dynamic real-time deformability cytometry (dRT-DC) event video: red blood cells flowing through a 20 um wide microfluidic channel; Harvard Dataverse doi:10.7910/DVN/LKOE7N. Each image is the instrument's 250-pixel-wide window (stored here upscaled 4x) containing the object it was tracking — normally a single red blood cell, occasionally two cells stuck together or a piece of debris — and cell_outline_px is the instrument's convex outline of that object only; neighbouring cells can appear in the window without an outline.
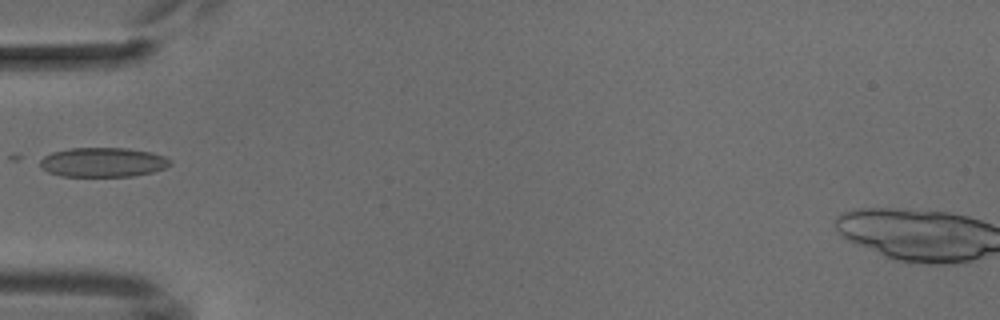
{"species": "common noctule bat (a hibernating species)", "species_latin": "Nyctalus noctula", "temperature_condition": "cold", "stored_images_in_passage": 2, "camera_frame_rate_fps": 3000, "um_per_image_px": 0.085, "animal": {"sex": "male", "body_mass_g": 18.8}, "frame": {"image": 1, "passage_image": 2, "time_ms": 1.0, "image_size_px": [1000, 320], "cell_outline_px": [[172, 164], [164, 168], [152, 172], [132, 176], [60, 176], [48, 172], [40, 168], [40, 160], [44, 156], [52, 152], [68, 148], [124, 148], [152, 152], [164, 156], [172, 160]], "centroid_in_image_um": [8.74, 13.79], "position_along_channel_um": 76.3, "area_um2": 22.43}}